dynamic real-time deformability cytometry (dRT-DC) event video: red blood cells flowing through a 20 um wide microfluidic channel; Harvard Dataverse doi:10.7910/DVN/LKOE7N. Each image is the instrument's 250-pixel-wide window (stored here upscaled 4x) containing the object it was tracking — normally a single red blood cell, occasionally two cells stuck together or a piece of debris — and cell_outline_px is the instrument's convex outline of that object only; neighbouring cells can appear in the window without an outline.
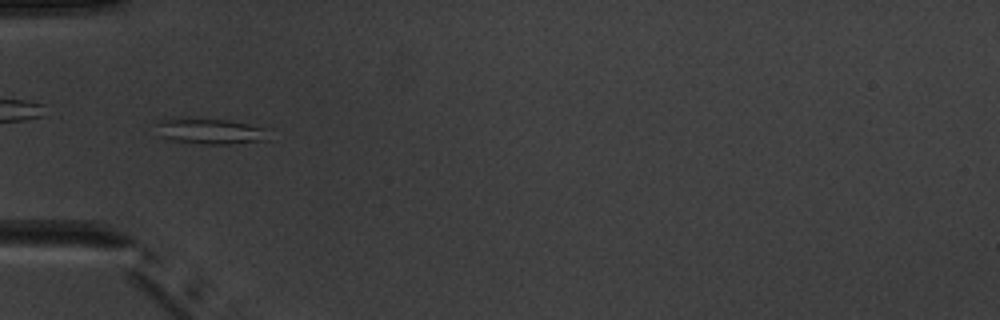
{"species": "common noctule bat (a hibernating species)", "species_latin": "Nyctalus noctula", "temperature_condition": "warm", "stored_images_in_passage": 5, "camera_frame_rate_fps": 3000, "um_per_image_px": 0.085, "animal": {"sex": "male", "body_mass_g": 20.1, "forearm_length_mm": 53.5}, "frame": {"image": 1, "passage_image": 3, "time_ms": 3.667, "image_size_px": [1000, 320], "cell_outline_px": [[272, 128], [268, 140], [228, 144], [200, 144], [172, 140], [160, 136], [156, 124], [160, 120], [184, 116], [228, 120]], "centroid_in_image_um": [17.93, 11.13], "position_along_channel_um": 67.1, "area_um2": 17.57}}
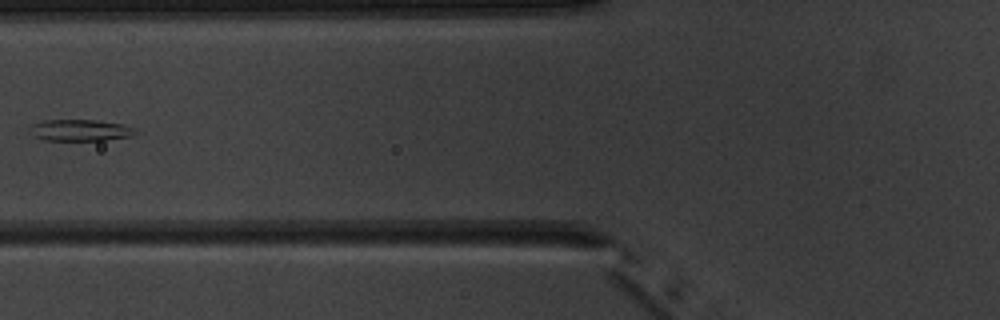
{"frame": {"image": 2, "passage_image": 4, "time_ms": 5.0, "image_size_px": [1000, 320], "cell_outline_px": [[136, 132], [132, 136], [104, 140], [44, 140], [32, 136], [28, 132], [28, 128], [44, 120], [96, 120], [124, 124], [136, 128]], "centroid_in_image_um": [6.81, 11.07], "position_along_channel_um": 119.0, "area_um2": 13.29}}
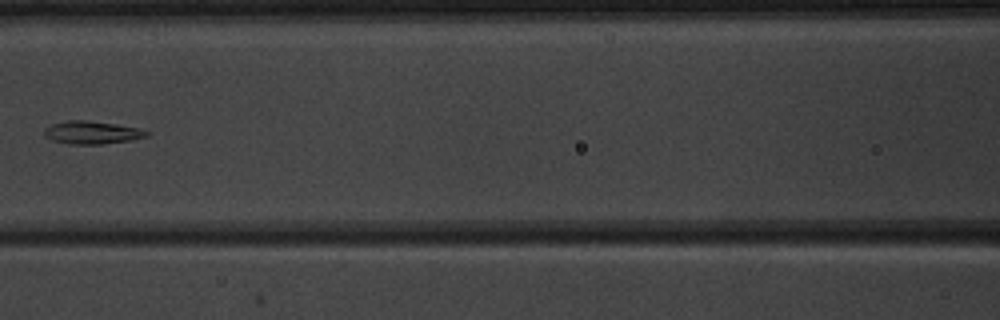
{"frame": {"image": 3, "passage_image": 5, "time_ms": 6.0, "image_size_px": [1000, 320], "cell_outline_px": [[152, 132], [148, 136], [132, 140], [100, 144], [68, 144], [52, 140], [44, 136], [44, 128], [52, 124], [68, 120], [84, 120], [116, 124], [140, 128]], "centroid_in_image_um": [7.84, 11.26], "position_along_channel_um": 158.8, "area_um2": 13.76}}